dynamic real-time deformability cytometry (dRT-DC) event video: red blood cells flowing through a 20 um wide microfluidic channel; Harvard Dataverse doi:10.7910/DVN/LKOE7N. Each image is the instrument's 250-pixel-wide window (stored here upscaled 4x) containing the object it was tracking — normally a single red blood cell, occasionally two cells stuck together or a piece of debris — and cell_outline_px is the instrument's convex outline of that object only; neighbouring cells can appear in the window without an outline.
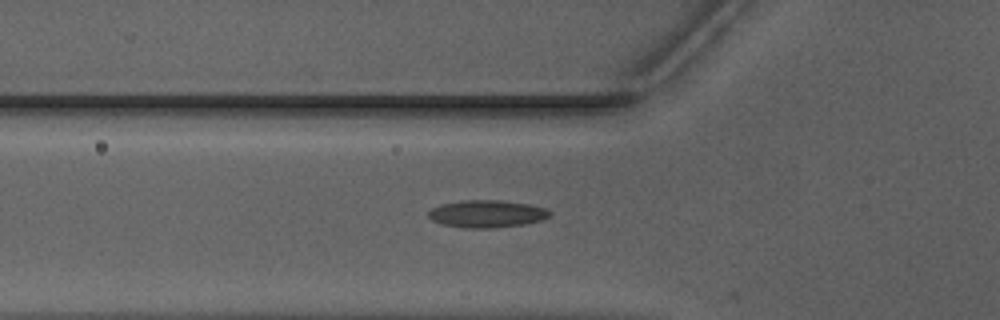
{"species": "Egyptian fruit bat (a non-hibernating species)", "species_latin": "Rousettus aegyptiacus", "temperature_condition": "warm", "stored_images_in_passage": 36, "camera_frame_rate_fps": 3000, "um_per_image_px": 0.085, "animal": {"sex": "male"}, "frame": {"image": 1, "passage_image": 2, "time_ms": 0.333, "image_size_px": [1000, 320], "cell_outline_px": [[552, 216], [544, 220], [524, 224], [496, 228], [464, 228], [444, 224], [432, 220], [428, 216], [428, 212], [432, 208], [440, 204], [460, 200], [500, 200], [528, 204], [548, 208], [552, 212]], "centroid_in_image_um": [41.44, 18.17], "position_along_channel_um": 84.4, "area_um2": 19.65}}
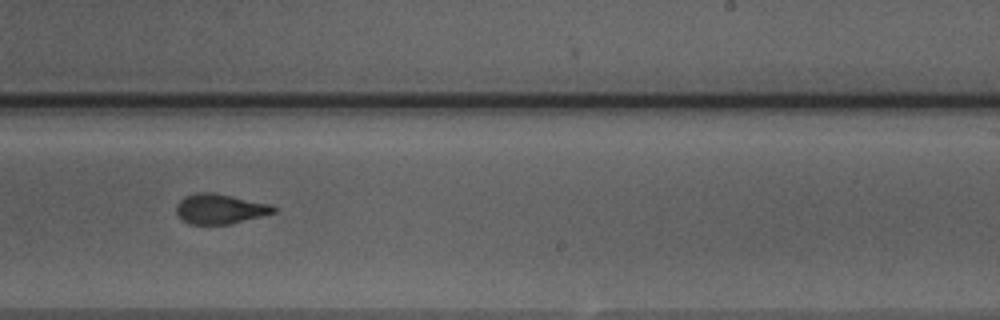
{"frame": {"image": 2, "passage_image": 16, "time_ms": 5.0, "image_size_px": [1000, 320], "cell_outline_px": [[276, 212], [228, 224], [188, 224], [176, 212], [176, 204], [184, 196], [196, 192], [212, 192], [272, 204], [276, 208]], "centroid_in_image_um": [18.68, 17.74], "position_along_channel_um": 270.3, "area_um2": 16.88}}
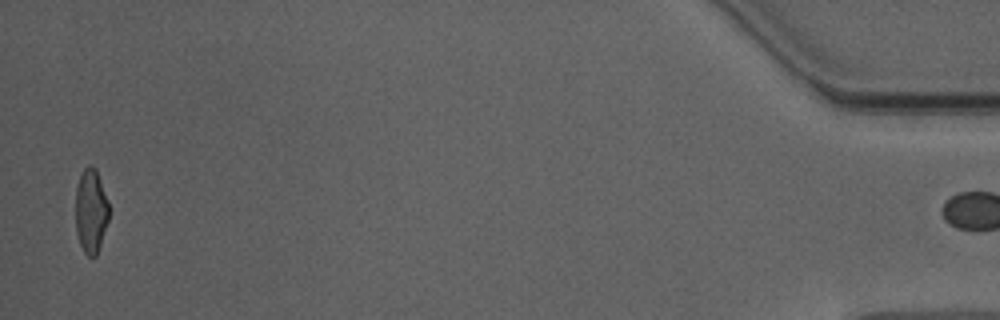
{"frame": {"image": 3, "passage_image": 35, "time_ms": 11.333, "image_size_px": [1000, 320], "cell_outline_px": [[108, 220], [96, 256], [88, 256], [84, 252], [80, 244], [76, 232], [76, 188], [80, 176], [84, 168], [88, 164], [92, 164], [96, 168], [108, 200]], "centroid_in_image_um": [7.72, 17.89], "position_along_channel_um": 427.5, "area_um2": 16.3}, "authors_computed_cell_mechanics": {"area_um2": 17.3689, "velocity_mm_per_s": 3.979, "shape_relaxation_time_tau1_ms": null, "shape_relaxation_time_tau2_ms": 1.3785, "deformation_change_tau1": null, "deformation_change_tau2": 0.0772}}